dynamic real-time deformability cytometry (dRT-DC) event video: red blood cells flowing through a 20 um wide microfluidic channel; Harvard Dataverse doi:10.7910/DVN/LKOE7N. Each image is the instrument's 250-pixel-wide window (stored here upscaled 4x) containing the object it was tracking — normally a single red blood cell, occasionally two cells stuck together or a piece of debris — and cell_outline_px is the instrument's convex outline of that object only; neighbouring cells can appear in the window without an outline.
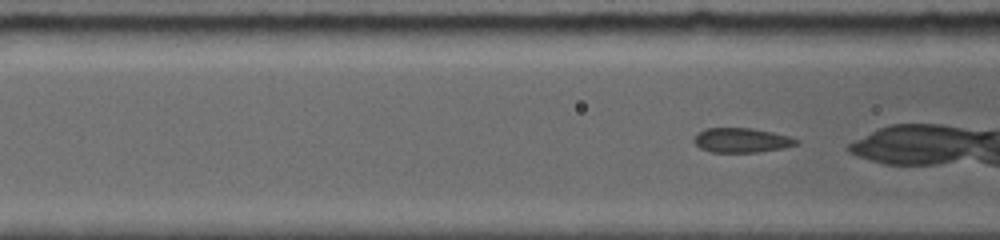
{"species": "common noctule bat (a hibernating species)", "species_latin": "Nyctalus noctula", "temperature_condition": "room temperature", "stored_images_in_passage": 31, "camera_frame_rate_fps": 5000, "um_per_image_px": 0.085, "animal": {"sex": "female", "body_mass_g": 19.0, "forearm_length_mm": 56.7}, "frame": {"image": 1, "passage_image": 3, "time_ms": 0.6, "image_size_px": [1000, 240], "cell_outline_px": [[800, 140], [796, 144], [784, 148], [760, 152], [712, 152], [700, 148], [692, 140], [704, 128], [752, 128], [772, 132], [788, 136]], "centroid_in_image_um": [63.04, 11.92], "position_along_channel_um": 103.6, "area_um2": 14.57}}
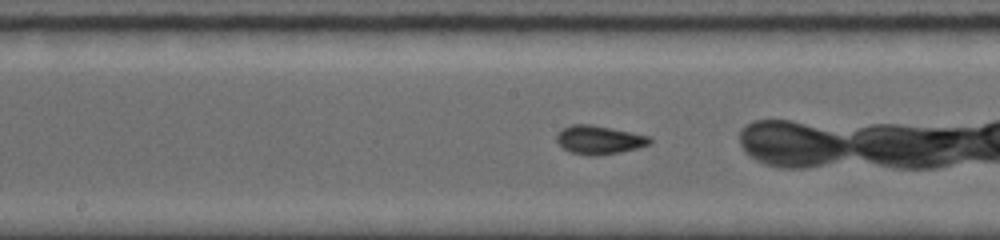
{"frame": {"image": 2, "passage_image": 9, "time_ms": 3.0, "image_size_px": [1000, 240], "cell_outline_px": [[652, 140], [648, 144], [636, 148], [620, 152], [596, 156], [588, 156], [572, 152], [564, 148], [556, 140], [556, 136], [560, 128], [572, 124], [592, 124], [632, 132], [648, 136]], "centroid_in_image_um": [50.89, 11.87], "position_along_channel_um": 197.3, "area_um2": 15.49}}
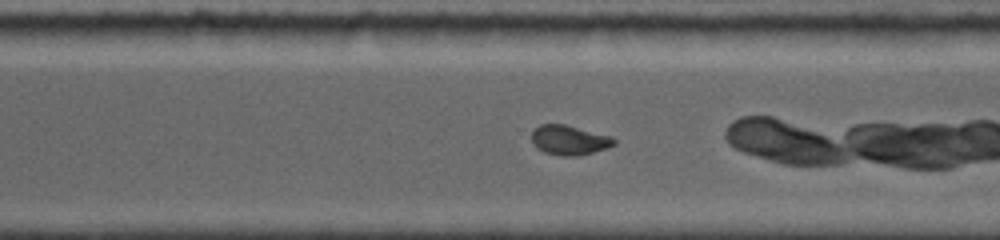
{"frame": {"image": 3, "passage_image": 20, "time_ms": 6.2, "image_size_px": [1000, 240], "cell_outline_px": [[616, 144], [608, 148], [580, 156], [564, 156], [544, 152], [536, 148], [532, 144], [532, 132], [540, 124], [564, 124], [612, 136], [616, 140]], "centroid_in_image_um": [48.41, 11.92], "position_along_channel_um": 322.2, "area_um2": 14.39}}